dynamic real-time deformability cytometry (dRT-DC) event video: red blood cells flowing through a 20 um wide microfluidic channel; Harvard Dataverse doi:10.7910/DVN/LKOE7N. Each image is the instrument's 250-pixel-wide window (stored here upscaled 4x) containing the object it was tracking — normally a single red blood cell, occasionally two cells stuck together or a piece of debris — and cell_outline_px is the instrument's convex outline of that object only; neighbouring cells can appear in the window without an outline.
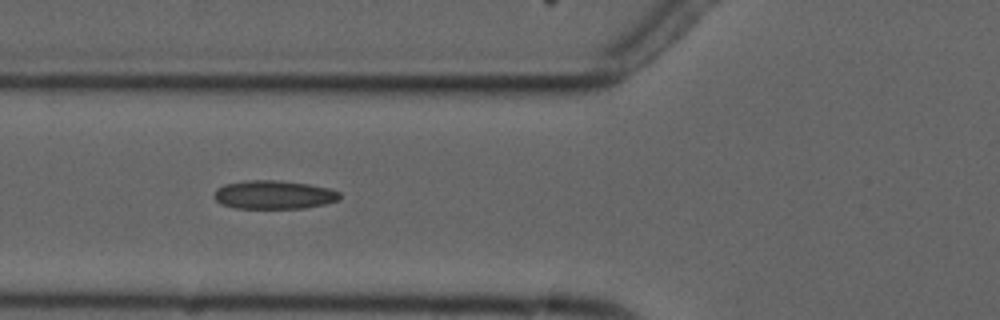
{"species": "common noctule bat (a hibernating species)", "species_latin": "Nyctalus noctula", "temperature_condition": "cold", "stored_images_in_passage": 8, "camera_frame_rate_fps": 3000, "um_per_image_px": 0.085, "animal": {"sex": "male", "forearm_length_mm": 52.5}, "frame": {"image": 1, "passage_image": 5, "time_ms": 5.333, "image_size_px": [1000, 320], "cell_outline_px": [[340, 200], [324, 204], [304, 208], [236, 208], [220, 204], [212, 196], [216, 188], [224, 184], [244, 180], [276, 180], [308, 184], [328, 188], [340, 192]], "centroid_in_image_um": [23.24, 16.55], "position_along_channel_um": 102.6, "area_um2": 21.04}}
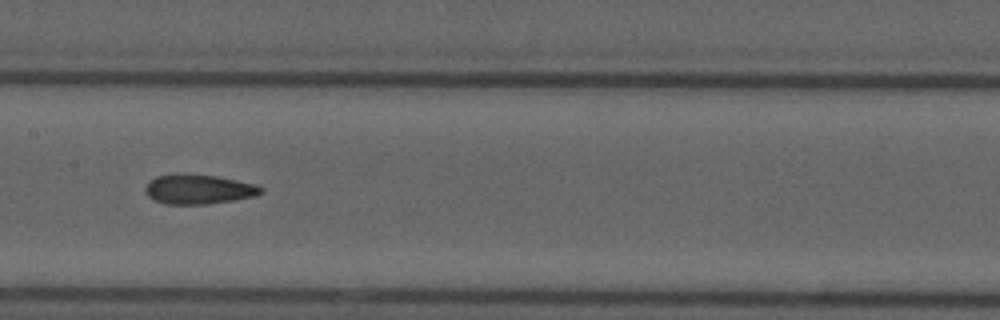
{"frame": {"image": 2, "passage_image": 7, "time_ms": 7.667, "image_size_px": [1000, 320], "cell_outline_px": [[264, 192], [256, 196], [232, 200], [204, 204], [164, 204], [152, 200], [148, 196], [144, 188], [156, 176], [216, 176], [256, 184], [264, 188]], "centroid_in_image_um": [16.93, 16.13], "position_along_channel_um": 190.5, "area_um2": 19.31}}
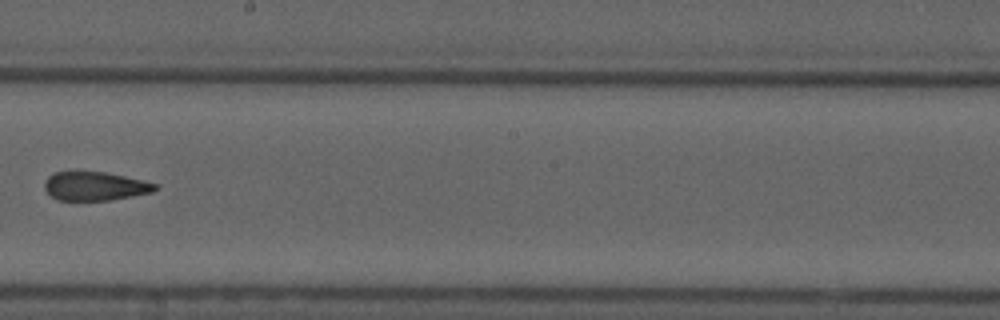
{"frame": {"image": 3, "passage_image": 8, "time_ms": 9.0, "image_size_px": [1000, 320], "cell_outline_px": [[160, 188], [152, 192], [132, 196], [108, 200], [56, 200], [44, 188], [44, 184], [48, 176], [56, 172], [76, 168], [104, 172], [144, 180], [156, 184]], "centroid_in_image_um": [8.04, 15.78], "position_along_channel_um": 240.2, "area_um2": 19.07}}